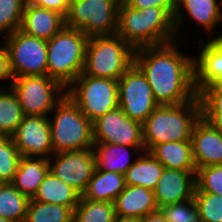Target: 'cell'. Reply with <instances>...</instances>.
<instances>
[{"mask_svg": "<svg viewBox=\"0 0 222 222\" xmlns=\"http://www.w3.org/2000/svg\"><path fill=\"white\" fill-rule=\"evenodd\" d=\"M116 0H70L65 26L81 30L88 38L117 33Z\"/></svg>", "mask_w": 222, "mask_h": 222, "instance_id": "ba28073f", "label": "cell"}, {"mask_svg": "<svg viewBox=\"0 0 222 222\" xmlns=\"http://www.w3.org/2000/svg\"><path fill=\"white\" fill-rule=\"evenodd\" d=\"M29 201L12 183L0 184V217L13 222H25Z\"/></svg>", "mask_w": 222, "mask_h": 222, "instance_id": "4316f807", "label": "cell"}, {"mask_svg": "<svg viewBox=\"0 0 222 222\" xmlns=\"http://www.w3.org/2000/svg\"><path fill=\"white\" fill-rule=\"evenodd\" d=\"M197 96L201 104V117L222 132V82L203 87Z\"/></svg>", "mask_w": 222, "mask_h": 222, "instance_id": "83f0119b", "label": "cell"}, {"mask_svg": "<svg viewBox=\"0 0 222 222\" xmlns=\"http://www.w3.org/2000/svg\"><path fill=\"white\" fill-rule=\"evenodd\" d=\"M117 2H119V3H121V2H123L124 0H116Z\"/></svg>", "mask_w": 222, "mask_h": 222, "instance_id": "ee69618b", "label": "cell"}, {"mask_svg": "<svg viewBox=\"0 0 222 222\" xmlns=\"http://www.w3.org/2000/svg\"><path fill=\"white\" fill-rule=\"evenodd\" d=\"M66 94L92 122L119 107L118 81L81 73Z\"/></svg>", "mask_w": 222, "mask_h": 222, "instance_id": "52a82bcc", "label": "cell"}, {"mask_svg": "<svg viewBox=\"0 0 222 222\" xmlns=\"http://www.w3.org/2000/svg\"><path fill=\"white\" fill-rule=\"evenodd\" d=\"M117 34L134 49L177 40L173 17L163 8L134 9L124 1L118 7Z\"/></svg>", "mask_w": 222, "mask_h": 222, "instance_id": "7a4b0ae2", "label": "cell"}, {"mask_svg": "<svg viewBox=\"0 0 222 222\" xmlns=\"http://www.w3.org/2000/svg\"><path fill=\"white\" fill-rule=\"evenodd\" d=\"M93 143L145 148L142 124L130 119L118 107L93 121Z\"/></svg>", "mask_w": 222, "mask_h": 222, "instance_id": "7c38bea8", "label": "cell"}, {"mask_svg": "<svg viewBox=\"0 0 222 222\" xmlns=\"http://www.w3.org/2000/svg\"><path fill=\"white\" fill-rule=\"evenodd\" d=\"M179 40L135 49L134 64L142 71L159 105L194 100V54L182 53Z\"/></svg>", "mask_w": 222, "mask_h": 222, "instance_id": "6da1fadb", "label": "cell"}, {"mask_svg": "<svg viewBox=\"0 0 222 222\" xmlns=\"http://www.w3.org/2000/svg\"><path fill=\"white\" fill-rule=\"evenodd\" d=\"M219 2L221 1L175 0V14L173 19L177 40L181 41L180 37L182 38V31L180 27H183V22H185V16L187 14L189 19L191 18L195 22L193 26H195L196 29H198V27L199 29L202 28L210 37V40L222 39V33H218L215 36L213 35L216 31L215 28L220 27L218 25L222 23V7H220L222 4H219Z\"/></svg>", "mask_w": 222, "mask_h": 222, "instance_id": "9a60e30c", "label": "cell"}, {"mask_svg": "<svg viewBox=\"0 0 222 222\" xmlns=\"http://www.w3.org/2000/svg\"><path fill=\"white\" fill-rule=\"evenodd\" d=\"M0 222H13V221L0 217Z\"/></svg>", "mask_w": 222, "mask_h": 222, "instance_id": "b9f144b4", "label": "cell"}, {"mask_svg": "<svg viewBox=\"0 0 222 222\" xmlns=\"http://www.w3.org/2000/svg\"><path fill=\"white\" fill-rule=\"evenodd\" d=\"M124 2L138 10L154 6L165 9L172 17L175 14V0H124Z\"/></svg>", "mask_w": 222, "mask_h": 222, "instance_id": "8d00e7d4", "label": "cell"}, {"mask_svg": "<svg viewBox=\"0 0 222 222\" xmlns=\"http://www.w3.org/2000/svg\"><path fill=\"white\" fill-rule=\"evenodd\" d=\"M88 40L81 30L66 26L47 40V76L67 88L83 72Z\"/></svg>", "mask_w": 222, "mask_h": 222, "instance_id": "277c9868", "label": "cell"}, {"mask_svg": "<svg viewBox=\"0 0 222 222\" xmlns=\"http://www.w3.org/2000/svg\"><path fill=\"white\" fill-rule=\"evenodd\" d=\"M13 79L14 77L10 68L9 54L6 47L2 43L0 45V82L2 81L3 83L4 80L5 82L7 81L9 85L4 84L2 86L7 85L4 88H9Z\"/></svg>", "mask_w": 222, "mask_h": 222, "instance_id": "74e56055", "label": "cell"}, {"mask_svg": "<svg viewBox=\"0 0 222 222\" xmlns=\"http://www.w3.org/2000/svg\"><path fill=\"white\" fill-rule=\"evenodd\" d=\"M1 87V85H0ZM24 114L15 93L9 88H0V134L11 137Z\"/></svg>", "mask_w": 222, "mask_h": 222, "instance_id": "f1b7e54d", "label": "cell"}, {"mask_svg": "<svg viewBox=\"0 0 222 222\" xmlns=\"http://www.w3.org/2000/svg\"><path fill=\"white\" fill-rule=\"evenodd\" d=\"M26 3H33L35 0H24Z\"/></svg>", "mask_w": 222, "mask_h": 222, "instance_id": "7bdbcfd3", "label": "cell"}, {"mask_svg": "<svg viewBox=\"0 0 222 222\" xmlns=\"http://www.w3.org/2000/svg\"><path fill=\"white\" fill-rule=\"evenodd\" d=\"M11 139L21 156L49 159L54 154L49 116L24 115Z\"/></svg>", "mask_w": 222, "mask_h": 222, "instance_id": "5bb4252c", "label": "cell"}, {"mask_svg": "<svg viewBox=\"0 0 222 222\" xmlns=\"http://www.w3.org/2000/svg\"><path fill=\"white\" fill-rule=\"evenodd\" d=\"M125 185L124 174L96 168L82 197L91 201L114 202Z\"/></svg>", "mask_w": 222, "mask_h": 222, "instance_id": "cb8c5ba5", "label": "cell"}, {"mask_svg": "<svg viewBox=\"0 0 222 222\" xmlns=\"http://www.w3.org/2000/svg\"><path fill=\"white\" fill-rule=\"evenodd\" d=\"M163 170L164 166L149 152H142L124 174L125 184L154 190Z\"/></svg>", "mask_w": 222, "mask_h": 222, "instance_id": "484cf974", "label": "cell"}, {"mask_svg": "<svg viewBox=\"0 0 222 222\" xmlns=\"http://www.w3.org/2000/svg\"><path fill=\"white\" fill-rule=\"evenodd\" d=\"M95 169L93 148L59 152L49 158V171L81 195L87 189Z\"/></svg>", "mask_w": 222, "mask_h": 222, "instance_id": "4fadbf2b", "label": "cell"}, {"mask_svg": "<svg viewBox=\"0 0 222 222\" xmlns=\"http://www.w3.org/2000/svg\"><path fill=\"white\" fill-rule=\"evenodd\" d=\"M196 171L164 168L153 192L158 209L193 198Z\"/></svg>", "mask_w": 222, "mask_h": 222, "instance_id": "2e32d148", "label": "cell"}, {"mask_svg": "<svg viewBox=\"0 0 222 222\" xmlns=\"http://www.w3.org/2000/svg\"><path fill=\"white\" fill-rule=\"evenodd\" d=\"M193 56L194 86L198 93L209 84L222 82V39L201 40ZM201 49V50H200Z\"/></svg>", "mask_w": 222, "mask_h": 222, "instance_id": "e0dca14e", "label": "cell"}, {"mask_svg": "<svg viewBox=\"0 0 222 222\" xmlns=\"http://www.w3.org/2000/svg\"><path fill=\"white\" fill-rule=\"evenodd\" d=\"M114 222H139L138 218L115 216Z\"/></svg>", "mask_w": 222, "mask_h": 222, "instance_id": "60d3db41", "label": "cell"}, {"mask_svg": "<svg viewBox=\"0 0 222 222\" xmlns=\"http://www.w3.org/2000/svg\"><path fill=\"white\" fill-rule=\"evenodd\" d=\"M191 142L196 170L222 164V132L202 117L194 125Z\"/></svg>", "mask_w": 222, "mask_h": 222, "instance_id": "ac0fdd59", "label": "cell"}, {"mask_svg": "<svg viewBox=\"0 0 222 222\" xmlns=\"http://www.w3.org/2000/svg\"><path fill=\"white\" fill-rule=\"evenodd\" d=\"M74 209L51 203L29 201L25 222H73Z\"/></svg>", "mask_w": 222, "mask_h": 222, "instance_id": "f546056e", "label": "cell"}, {"mask_svg": "<svg viewBox=\"0 0 222 222\" xmlns=\"http://www.w3.org/2000/svg\"><path fill=\"white\" fill-rule=\"evenodd\" d=\"M200 222H222V196L206 192H194Z\"/></svg>", "mask_w": 222, "mask_h": 222, "instance_id": "836d02e7", "label": "cell"}, {"mask_svg": "<svg viewBox=\"0 0 222 222\" xmlns=\"http://www.w3.org/2000/svg\"><path fill=\"white\" fill-rule=\"evenodd\" d=\"M96 168L102 171L125 174L145 148L119 144H94ZM137 153V154H136ZM132 154V155H131ZM135 154V158L132 156Z\"/></svg>", "mask_w": 222, "mask_h": 222, "instance_id": "44dd1931", "label": "cell"}, {"mask_svg": "<svg viewBox=\"0 0 222 222\" xmlns=\"http://www.w3.org/2000/svg\"><path fill=\"white\" fill-rule=\"evenodd\" d=\"M139 222H167L162 212L158 209L139 219Z\"/></svg>", "mask_w": 222, "mask_h": 222, "instance_id": "ab89813d", "label": "cell"}, {"mask_svg": "<svg viewBox=\"0 0 222 222\" xmlns=\"http://www.w3.org/2000/svg\"><path fill=\"white\" fill-rule=\"evenodd\" d=\"M164 168L196 171L191 141L166 142L153 146L148 151Z\"/></svg>", "mask_w": 222, "mask_h": 222, "instance_id": "603a6c76", "label": "cell"}, {"mask_svg": "<svg viewBox=\"0 0 222 222\" xmlns=\"http://www.w3.org/2000/svg\"><path fill=\"white\" fill-rule=\"evenodd\" d=\"M135 49L117 33L88 40L83 74L119 80L134 64Z\"/></svg>", "mask_w": 222, "mask_h": 222, "instance_id": "8992f818", "label": "cell"}, {"mask_svg": "<svg viewBox=\"0 0 222 222\" xmlns=\"http://www.w3.org/2000/svg\"><path fill=\"white\" fill-rule=\"evenodd\" d=\"M81 196L73 187L67 185L49 171L31 200L75 209Z\"/></svg>", "mask_w": 222, "mask_h": 222, "instance_id": "d4e9b609", "label": "cell"}, {"mask_svg": "<svg viewBox=\"0 0 222 222\" xmlns=\"http://www.w3.org/2000/svg\"><path fill=\"white\" fill-rule=\"evenodd\" d=\"M21 155L11 137L0 134V183H12Z\"/></svg>", "mask_w": 222, "mask_h": 222, "instance_id": "1f68e13d", "label": "cell"}, {"mask_svg": "<svg viewBox=\"0 0 222 222\" xmlns=\"http://www.w3.org/2000/svg\"><path fill=\"white\" fill-rule=\"evenodd\" d=\"M194 192H206L222 196V164L198 168L195 173Z\"/></svg>", "mask_w": 222, "mask_h": 222, "instance_id": "e575fe53", "label": "cell"}, {"mask_svg": "<svg viewBox=\"0 0 222 222\" xmlns=\"http://www.w3.org/2000/svg\"><path fill=\"white\" fill-rule=\"evenodd\" d=\"M159 210L167 222H200L194 198L163 206Z\"/></svg>", "mask_w": 222, "mask_h": 222, "instance_id": "d590c367", "label": "cell"}, {"mask_svg": "<svg viewBox=\"0 0 222 222\" xmlns=\"http://www.w3.org/2000/svg\"><path fill=\"white\" fill-rule=\"evenodd\" d=\"M114 208L117 216L138 219L158 210L153 190L128 185L116 197Z\"/></svg>", "mask_w": 222, "mask_h": 222, "instance_id": "ffe728a7", "label": "cell"}, {"mask_svg": "<svg viewBox=\"0 0 222 222\" xmlns=\"http://www.w3.org/2000/svg\"><path fill=\"white\" fill-rule=\"evenodd\" d=\"M48 172V158L22 156L12 184L20 193L32 199Z\"/></svg>", "mask_w": 222, "mask_h": 222, "instance_id": "7402d4cb", "label": "cell"}, {"mask_svg": "<svg viewBox=\"0 0 222 222\" xmlns=\"http://www.w3.org/2000/svg\"><path fill=\"white\" fill-rule=\"evenodd\" d=\"M200 117L198 96L179 105H158L142 124L145 151L170 141H191L194 125Z\"/></svg>", "mask_w": 222, "mask_h": 222, "instance_id": "3957f363", "label": "cell"}, {"mask_svg": "<svg viewBox=\"0 0 222 222\" xmlns=\"http://www.w3.org/2000/svg\"><path fill=\"white\" fill-rule=\"evenodd\" d=\"M70 0H35L33 4L54 10L62 14L64 17L66 16L69 9Z\"/></svg>", "mask_w": 222, "mask_h": 222, "instance_id": "f35d334b", "label": "cell"}, {"mask_svg": "<svg viewBox=\"0 0 222 222\" xmlns=\"http://www.w3.org/2000/svg\"><path fill=\"white\" fill-rule=\"evenodd\" d=\"M26 4L24 0H0V38L20 29Z\"/></svg>", "mask_w": 222, "mask_h": 222, "instance_id": "d6a6232c", "label": "cell"}, {"mask_svg": "<svg viewBox=\"0 0 222 222\" xmlns=\"http://www.w3.org/2000/svg\"><path fill=\"white\" fill-rule=\"evenodd\" d=\"M50 113L49 125L54 154L93 148V122L68 95H65Z\"/></svg>", "mask_w": 222, "mask_h": 222, "instance_id": "5b68a950", "label": "cell"}, {"mask_svg": "<svg viewBox=\"0 0 222 222\" xmlns=\"http://www.w3.org/2000/svg\"><path fill=\"white\" fill-rule=\"evenodd\" d=\"M115 216L114 202L91 201L81 196L73 222H114Z\"/></svg>", "mask_w": 222, "mask_h": 222, "instance_id": "4dcf8cb0", "label": "cell"}, {"mask_svg": "<svg viewBox=\"0 0 222 222\" xmlns=\"http://www.w3.org/2000/svg\"><path fill=\"white\" fill-rule=\"evenodd\" d=\"M119 107L132 120L143 124L159 105L142 71L133 64L118 80Z\"/></svg>", "mask_w": 222, "mask_h": 222, "instance_id": "8fae6325", "label": "cell"}, {"mask_svg": "<svg viewBox=\"0 0 222 222\" xmlns=\"http://www.w3.org/2000/svg\"><path fill=\"white\" fill-rule=\"evenodd\" d=\"M10 88L20 102L24 115L49 116L67 95L66 88L47 75L14 78Z\"/></svg>", "mask_w": 222, "mask_h": 222, "instance_id": "9c48e42d", "label": "cell"}, {"mask_svg": "<svg viewBox=\"0 0 222 222\" xmlns=\"http://www.w3.org/2000/svg\"><path fill=\"white\" fill-rule=\"evenodd\" d=\"M64 26L65 17L59 12L27 3L19 30L47 41Z\"/></svg>", "mask_w": 222, "mask_h": 222, "instance_id": "d6986e66", "label": "cell"}, {"mask_svg": "<svg viewBox=\"0 0 222 222\" xmlns=\"http://www.w3.org/2000/svg\"><path fill=\"white\" fill-rule=\"evenodd\" d=\"M14 78L47 75V41L20 30L3 37Z\"/></svg>", "mask_w": 222, "mask_h": 222, "instance_id": "30bf717a", "label": "cell"}]
</instances>
